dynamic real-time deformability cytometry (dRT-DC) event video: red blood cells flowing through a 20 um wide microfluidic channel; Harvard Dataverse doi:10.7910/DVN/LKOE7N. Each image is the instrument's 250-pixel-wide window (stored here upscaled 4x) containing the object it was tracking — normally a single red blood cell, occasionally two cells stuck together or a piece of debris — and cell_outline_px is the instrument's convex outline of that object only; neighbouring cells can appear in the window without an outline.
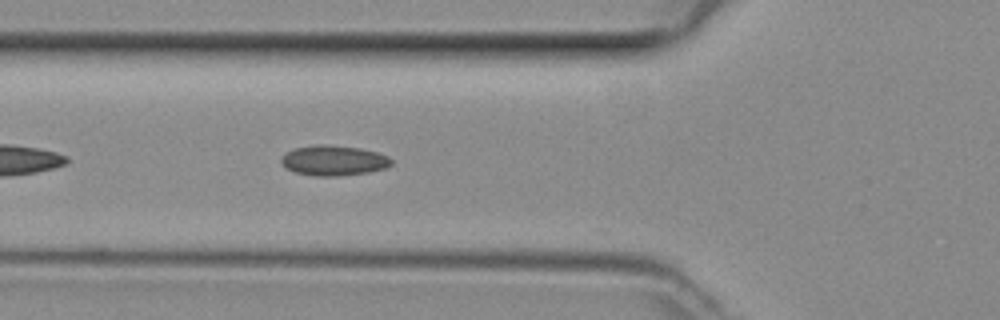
{"species": "common noctule bat (a hibernating species)", "species_latin": "Nyctalus noctula", "temperature_condition": "room temperature", "stored_images_in_passage": 31, "camera_frame_rate_fps": 3000, "um_per_image_px": 0.085, "animal": {"sex": "female", "body_mass_g": 29.2, "forearm_length_mm": 56.3}, "frame": {"image": 1, "passage_image": 5, "time_ms": 1.333, "image_size_px": [1000, 320], "cell_outline_px": [[392, 164], [384, 168], [368, 172], [336, 176], [316, 176], [296, 172], [288, 168], [280, 160], [280, 156], [296, 148], [312, 144], [324, 144], [360, 148], [376, 152], [388, 156], [392, 160]], "centroid_in_image_um": [28.36, 13.63], "position_along_channel_um": 97.4, "area_um2": 19.19}}
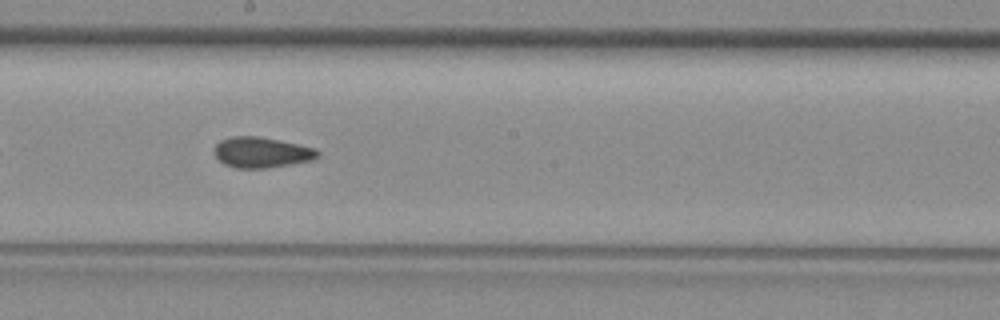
{"frame": {"image": 2, "passage_image": 14, "time_ms": 4.333, "image_size_px": [1000, 320], "cell_outline_px": [[320, 156], [312, 160], [264, 168], [236, 168], [224, 164], [212, 152], [212, 148], [220, 140], [232, 136], [260, 136], [316, 148], [320, 152]], "centroid_in_image_um": [22.21, 12.94], "position_along_channel_um": 226.0, "area_um2": 18.5}}
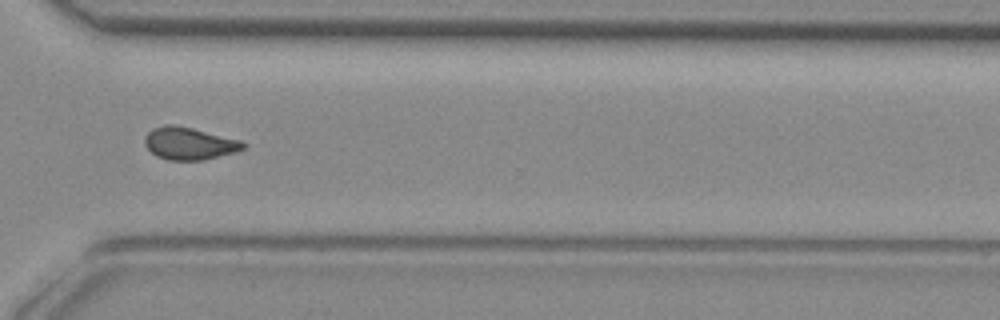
{"frame": {"image": 3, "passage_image": 23, "time_ms": 7.333, "image_size_px": [1000, 320], "cell_outline_px": [[248, 144], [244, 148], [232, 152], [204, 160], [168, 160], [156, 156], [144, 144], [144, 136], [152, 128], [168, 124], [176, 124], [240, 140]], "centroid_in_image_um": [16.04, 12.18], "position_along_channel_um": 354.6, "area_um2": 18.5}}